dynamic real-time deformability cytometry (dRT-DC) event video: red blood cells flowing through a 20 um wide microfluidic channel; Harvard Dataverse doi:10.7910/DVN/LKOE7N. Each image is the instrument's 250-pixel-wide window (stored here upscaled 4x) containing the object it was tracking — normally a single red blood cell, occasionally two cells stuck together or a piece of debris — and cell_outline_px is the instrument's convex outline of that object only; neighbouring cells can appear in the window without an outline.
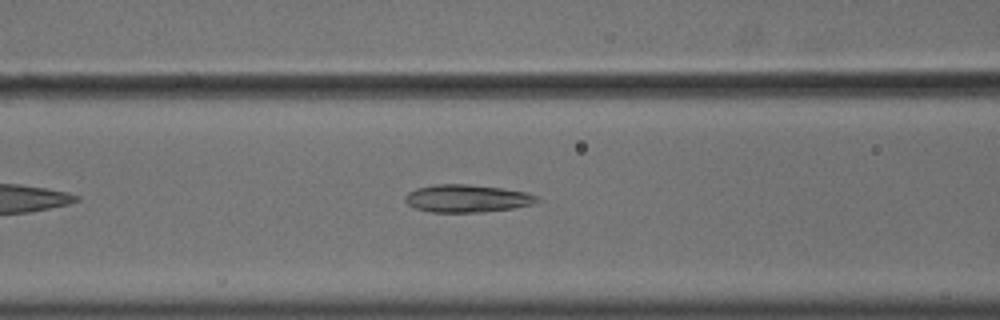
{"species": "common noctule bat (a hibernating species)", "species_latin": "Nyctalus noctula", "temperature_condition": "cold", "stored_images_in_passage": 42, "camera_frame_rate_fps": 3000, "um_per_image_px": 0.085, "animal": {"sex": "male", "body_mass_g": 18.8}, "frame": {"image": 1, "passage_image": 10, "time_ms": 3.0, "image_size_px": [1000, 320], "cell_outline_px": [[540, 200], [532, 204], [512, 208], [484, 212], [432, 212], [416, 208], [408, 204], [404, 200], [404, 196], [408, 192], [416, 188], [436, 184], [468, 184], [500, 188], [528, 192], [540, 196]], "centroid_in_image_um": [39.71, 16.86], "position_along_channel_um": 126.9, "area_um2": 21.33}}
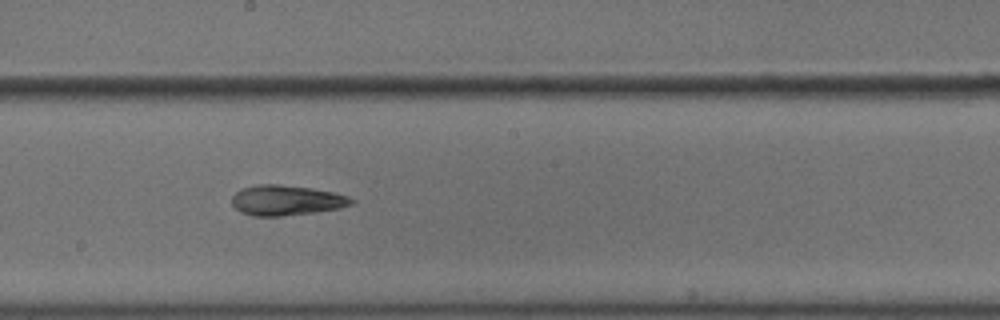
{"frame": {"image": 2, "passage_image": 18, "time_ms": 5.667, "image_size_px": [1000, 320], "cell_outline_px": [[356, 200], [352, 204], [340, 208], [316, 212], [280, 216], [252, 216], [240, 212], [232, 204], [232, 196], [240, 188], [256, 184], [276, 184], [312, 188], [332, 192], [348, 196]], "centroid_in_image_um": [24.32, 17.02], "position_along_channel_um": 223.9, "area_um2": 21.15}}
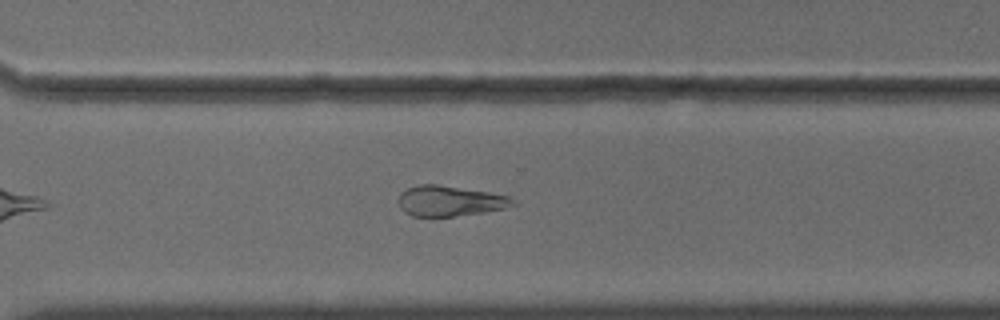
{"frame": {"image": 3, "passage_image": 27, "time_ms": 8.667, "image_size_px": [1000, 320], "cell_outline_px": [[516, 204], [504, 208], [484, 212], [452, 216], [412, 216], [404, 212], [400, 208], [400, 192], [408, 188], [420, 184], [436, 184], [488, 192], [508, 196]], "centroid_in_image_um": [38.2, 17.08], "position_along_channel_um": 332.4, "area_um2": 19.94}, "authors_computed_cell_mechanics": {"area_um2": 21.4149, "velocity_mm_per_s": 3.6263, "shape_relaxation_time_tau1_ms": null, "shape_relaxation_time_tau2_ms": 7.4981, "deformation_change_tau1": null, "deformation_change_tau2": 0.156}}